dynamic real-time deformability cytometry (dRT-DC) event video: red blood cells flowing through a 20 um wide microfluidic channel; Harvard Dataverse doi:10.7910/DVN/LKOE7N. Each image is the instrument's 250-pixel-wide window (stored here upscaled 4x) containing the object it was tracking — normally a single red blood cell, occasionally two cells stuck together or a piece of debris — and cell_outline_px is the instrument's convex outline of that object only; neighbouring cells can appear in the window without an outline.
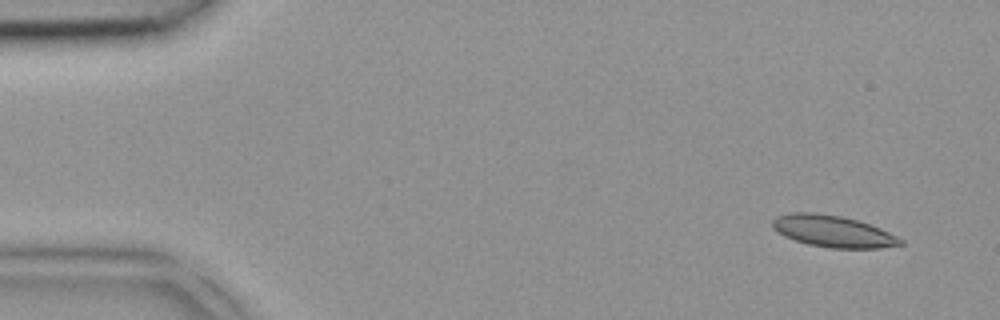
{"species": "common noctule bat (a hibernating species)", "species_latin": "Nyctalus noctula", "temperature_condition": "room temperature", "stored_images_in_passage": 4, "camera_frame_rate_fps": 3000, "um_per_image_px": 0.085, "animal": {"sex": "female", "body_mass_g": 18.4}, "frame": {"image": 1, "passage_image": 1, "time_ms": 0.0, "image_size_px": [1000, 320], "cell_outline_px": [[904, 244], [880, 248], [832, 248], [808, 244], [784, 236], [772, 228], [772, 220], [776, 216], [792, 212], [816, 212], [840, 216], [856, 220], [880, 228], [904, 240]], "centroid_in_image_um": [70.78, 19.65], "position_along_channel_um": 14.2, "area_um2": 23.52}}
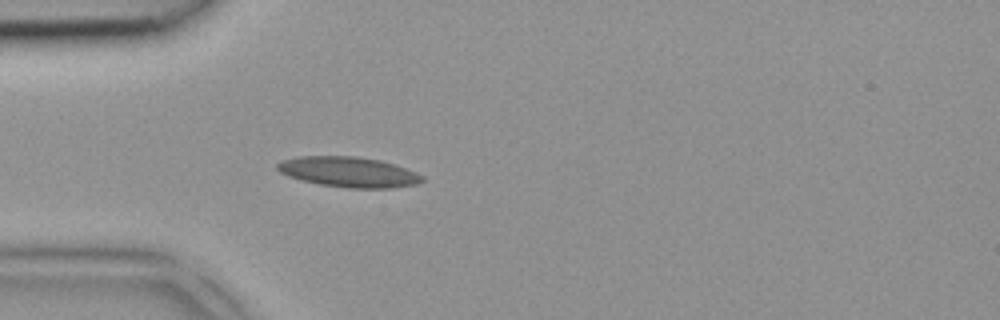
{"frame": {"image": 2, "passage_image": 4, "time_ms": 1.0, "image_size_px": [1000, 320], "cell_outline_px": [[424, 180], [416, 184], [392, 188], [348, 188], [320, 184], [300, 180], [288, 176], [280, 172], [276, 168], [276, 164], [280, 160], [300, 156], [356, 156], [380, 160], [416, 172], [424, 176]], "centroid_in_image_um": [29.6, 14.62], "position_along_channel_um": 55.4, "area_um2": 25.61}}